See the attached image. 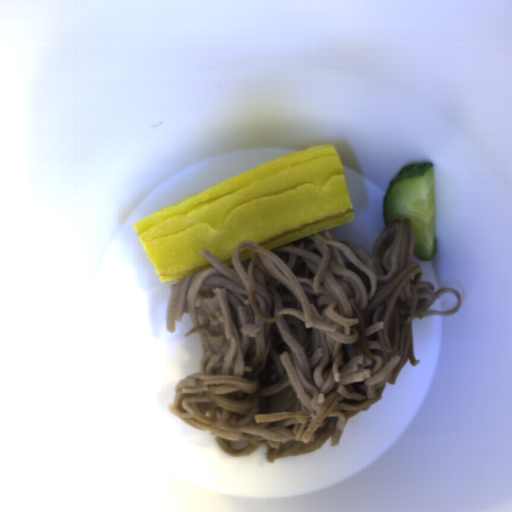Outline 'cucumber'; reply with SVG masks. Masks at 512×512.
Masks as SVG:
<instances>
[{"label": "cucumber", "instance_id": "1", "mask_svg": "<svg viewBox=\"0 0 512 512\" xmlns=\"http://www.w3.org/2000/svg\"><path fill=\"white\" fill-rule=\"evenodd\" d=\"M382 213L385 228L391 219L407 218L412 227L415 258L432 260L438 251L433 162L403 166L387 188Z\"/></svg>", "mask_w": 512, "mask_h": 512}]
</instances>
